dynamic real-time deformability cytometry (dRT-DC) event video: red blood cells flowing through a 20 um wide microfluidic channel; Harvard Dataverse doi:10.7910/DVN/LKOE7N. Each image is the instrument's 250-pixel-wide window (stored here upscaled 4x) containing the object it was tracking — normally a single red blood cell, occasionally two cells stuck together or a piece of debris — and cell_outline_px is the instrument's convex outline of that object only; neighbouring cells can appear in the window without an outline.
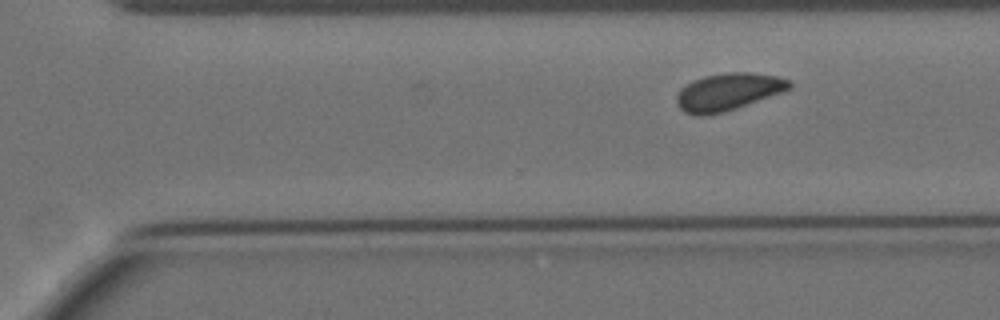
{"species": "Egyptian fruit bat (a non-hibernating species)", "species_latin": "Rousettus aegyptiacus", "temperature_condition": "cold", "stored_images_in_passage": 10, "segment_of_instrument_passage": [2, 2], "camera_frame_rate_fps": 3000, "um_per_image_px": 0.085, "animal": {"sex": "female"}, "frame": {"image": 1, "passage_image": 10, "time_ms": 11.333, "image_size_px": [1000, 320], "cell_outline_px": [[792, 84], [788, 88], [780, 92], [736, 108], [724, 112], [700, 116], [696, 116], [684, 112], [676, 104], [676, 96], [680, 88], [692, 80], [704, 76], [728, 72], [752, 72], [776, 76], [788, 80]], "centroid_in_image_um": [61.81, 7.8], "position_along_channel_um": 308.8, "area_um2": 24.28}}